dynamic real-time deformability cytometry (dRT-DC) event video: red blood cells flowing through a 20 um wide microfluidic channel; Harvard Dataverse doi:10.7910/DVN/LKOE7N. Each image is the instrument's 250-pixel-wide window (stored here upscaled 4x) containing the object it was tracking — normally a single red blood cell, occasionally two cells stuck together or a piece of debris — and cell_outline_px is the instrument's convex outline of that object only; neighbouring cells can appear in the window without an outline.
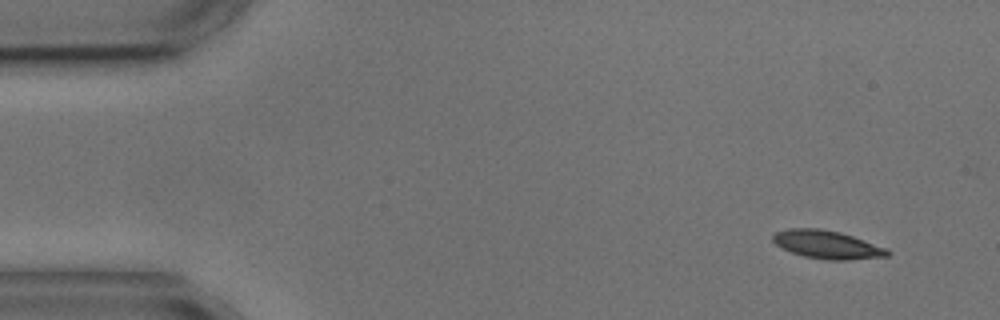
{"species": "common noctule bat (a hibernating species)", "species_latin": "Nyctalus noctula", "temperature_condition": "cold", "stored_images_in_passage": 4, "camera_frame_rate_fps": 3000, "um_per_image_px": 0.085, "animal": {"sex": "male", "body_mass_g": 17.9, "forearm_length_mm": 54.2}, "frame": {"image": 1, "passage_image": 1, "time_ms": 0.0, "image_size_px": [1000, 320], "cell_outline_px": [[892, 252], [888, 256], [848, 260], [828, 260], [804, 256], [792, 252], [776, 244], [772, 240], [772, 236], [776, 232], [788, 228], [820, 228], [840, 232], [888, 248]], "centroid_in_image_um": [70.33, 20.79], "position_along_channel_um": 14.7, "area_um2": 18.79}}
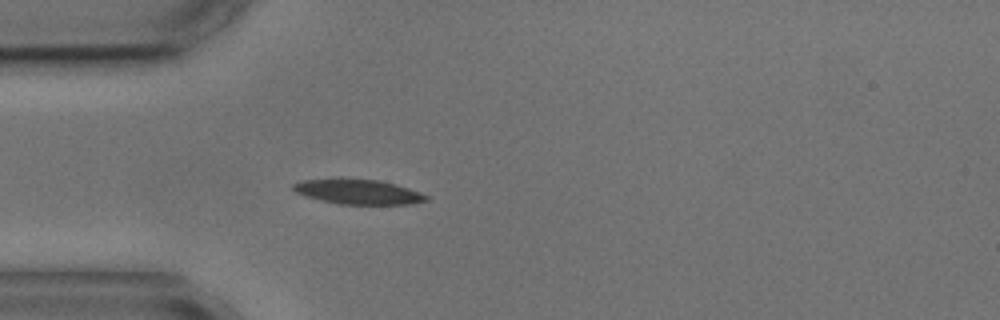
{"frame": {"image": 2, "passage_image": 4, "time_ms": 3.667, "image_size_px": [1000, 320], "cell_outline_px": [[428, 200], [412, 204], [340, 204], [320, 200], [296, 192], [292, 188], [292, 184], [300, 180], [340, 176], [376, 180], [396, 184], [420, 192], [428, 196]], "centroid_in_image_um": [30.39, 16.26], "position_along_channel_um": 54.6, "area_um2": 19.77}}